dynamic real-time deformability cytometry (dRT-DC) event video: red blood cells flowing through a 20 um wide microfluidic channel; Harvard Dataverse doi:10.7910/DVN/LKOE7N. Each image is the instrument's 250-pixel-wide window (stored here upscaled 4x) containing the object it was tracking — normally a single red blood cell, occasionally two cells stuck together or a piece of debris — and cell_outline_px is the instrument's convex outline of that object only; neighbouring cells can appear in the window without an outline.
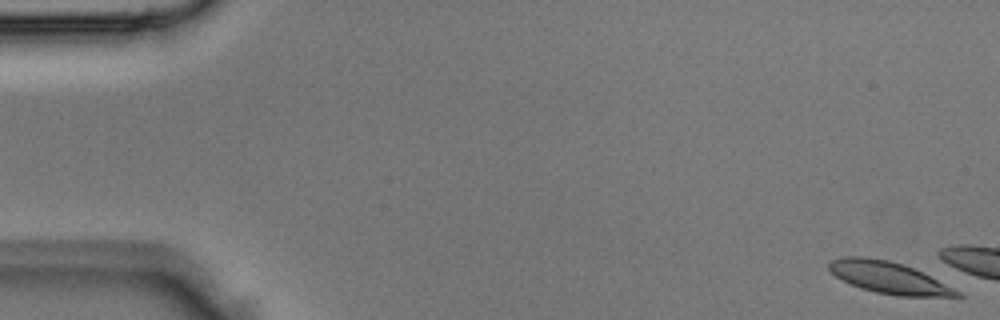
{"species": "Egyptian fruit bat (a non-hibernating species)", "species_latin": "Rousettus aegyptiacus", "temperature_condition": "room temperature", "stored_images_in_passage": 4, "camera_frame_rate_fps": 3000, "um_per_image_px": 0.085, "animal": {"sex": "male"}, "frame": {"image": 1, "passage_image": 1, "time_ms": 0.0, "image_size_px": [1000, 320], "cell_outline_px": [[964, 296], [896, 296], [876, 292], [860, 288], [836, 276], [828, 268], [828, 264], [832, 260], [844, 256], [864, 256], [888, 260], [912, 268], [960, 292]], "centroid_in_image_um": [75.47, 23.59], "position_along_channel_um": 9.5, "area_um2": 23.0}}